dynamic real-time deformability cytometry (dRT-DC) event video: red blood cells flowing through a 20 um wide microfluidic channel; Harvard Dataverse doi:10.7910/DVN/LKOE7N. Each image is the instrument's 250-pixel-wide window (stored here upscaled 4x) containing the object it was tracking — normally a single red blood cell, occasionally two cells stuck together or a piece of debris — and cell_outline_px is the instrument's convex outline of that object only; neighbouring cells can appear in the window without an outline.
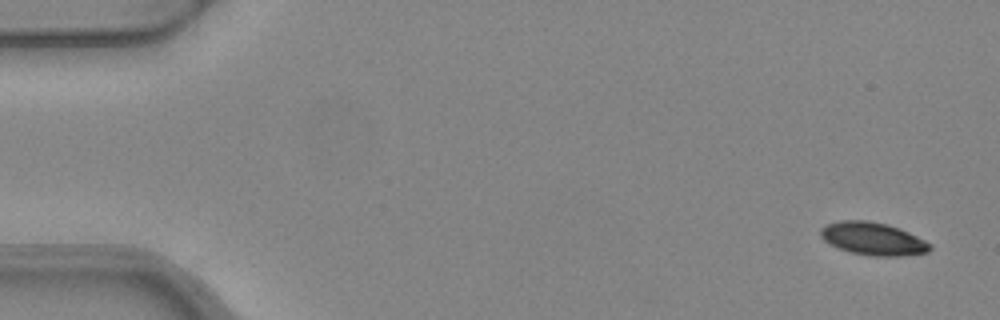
{"species": "common noctule bat (a hibernating species)", "species_latin": "Nyctalus noctula", "temperature_condition": "warm", "stored_images_in_passage": 4, "camera_frame_rate_fps": 3000, "um_per_image_px": 0.085, "animal": {"sex": "female", "body_mass_g": 24.6, "forearm_length_mm": 56.2}, "frame": {"image": 1, "passage_image": 1, "time_ms": 0.0, "image_size_px": [1000, 320], "cell_outline_px": [[932, 248], [928, 252], [904, 256], [872, 256], [852, 252], [828, 244], [820, 236], [820, 228], [824, 224], [840, 220], [868, 220], [888, 224], [900, 228], [932, 244]], "centroid_in_image_um": [74.19, 20.28], "position_along_channel_um": 10.8, "area_um2": 21.1}}
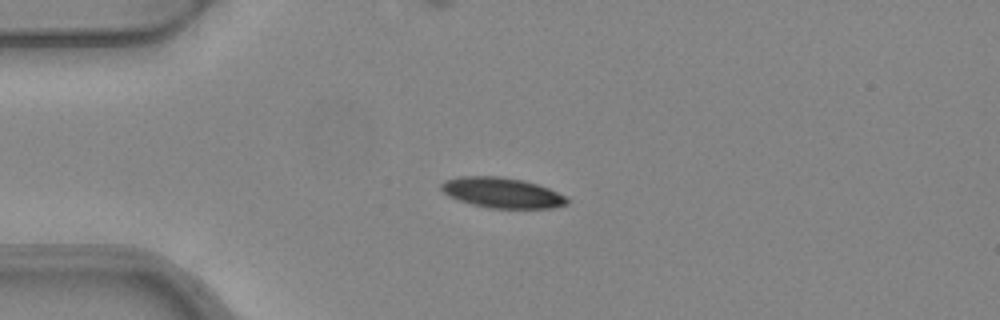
{"frame": {"image": 2, "passage_image": 4, "time_ms": 1.0, "image_size_px": [1000, 320], "cell_outline_px": [[568, 204], [552, 208], [488, 208], [472, 204], [448, 196], [440, 188], [440, 184], [444, 180], [460, 176], [500, 176], [524, 180], [548, 188], [564, 196], [568, 200]], "centroid_in_image_um": [42.64, 16.37], "position_along_channel_um": 42.4, "area_um2": 22.2}}